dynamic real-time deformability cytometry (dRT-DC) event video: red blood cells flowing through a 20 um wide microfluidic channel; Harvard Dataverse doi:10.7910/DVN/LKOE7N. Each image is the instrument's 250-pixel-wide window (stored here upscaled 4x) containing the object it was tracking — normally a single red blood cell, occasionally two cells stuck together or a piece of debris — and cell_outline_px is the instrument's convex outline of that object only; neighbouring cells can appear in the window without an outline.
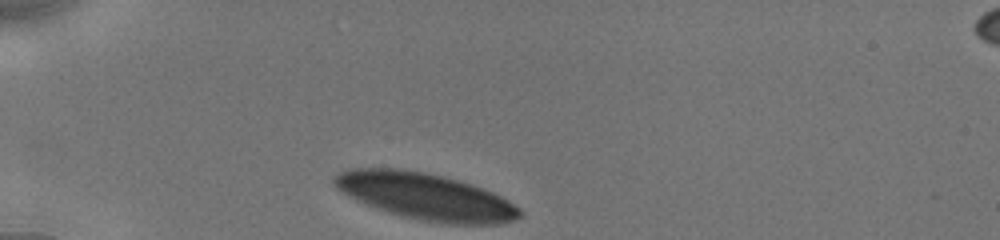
{"species": "human", "species_latin": "Homo sapiens", "temperature_condition": "cold", "stored_images_in_passage": 38, "camera_frame_rate_fps": 3000, "um_per_image_px": 0.085, "donor": {"sex": "male"}, "frame": {"image": 1, "passage_image": 1, "time_ms": 0.0, "image_size_px": [1000, 240], "cell_outline_px": [[524, 212], [516, 220], [500, 224], [448, 224], [420, 220], [400, 216], [364, 204], [348, 196], [336, 188], [332, 184], [332, 176], [348, 168], [400, 168], [424, 172], [444, 176], [460, 180], [484, 188], [508, 200], [520, 208]], "centroid_in_image_um": [36.16, 16.69], "position_along_channel_um": 48.8, "area_um2": 50.98}}
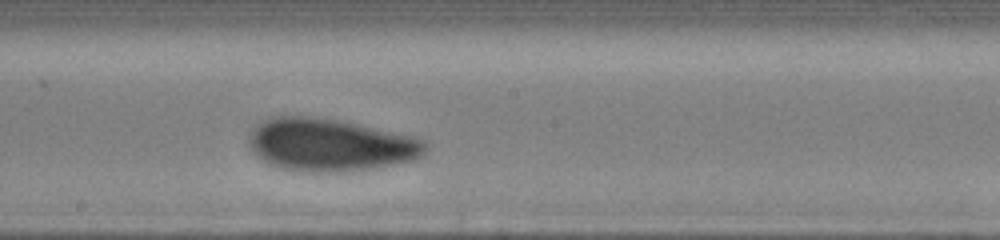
{"frame": {"image": 2, "passage_image": 17, "time_ms": 5.333, "image_size_px": [1000, 240], "cell_outline_px": [[428, 148], [416, 160], [368, 168], [340, 172], [316, 172], [284, 168], [272, 164], [264, 160], [252, 152], [248, 144], [248, 132], [256, 124], [272, 116], [308, 116], [336, 120], [356, 124], [412, 136], [424, 140], [428, 144]], "centroid_in_image_um": [28.02, 12.3], "position_along_channel_um": 220.2, "area_um2": 53.7}}
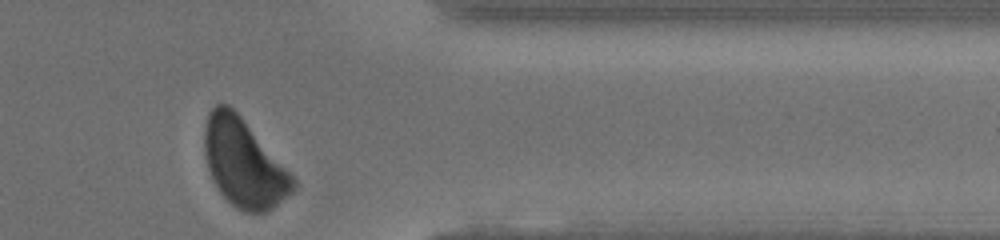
{"frame": {"image": 3, "passage_image": 36, "time_ms": 10.0, "image_size_px": [1000, 240], "cell_outline_px": [[300, 184], [292, 192], [272, 208], [264, 212], [244, 212], [236, 208], [220, 192], [212, 180], [208, 168], [204, 152], [204, 128], [208, 112], [216, 104], [228, 104], [240, 116]], "centroid_in_image_um": [20.7, 13.87], "position_along_channel_um": 390.7, "area_um2": 44.91}}